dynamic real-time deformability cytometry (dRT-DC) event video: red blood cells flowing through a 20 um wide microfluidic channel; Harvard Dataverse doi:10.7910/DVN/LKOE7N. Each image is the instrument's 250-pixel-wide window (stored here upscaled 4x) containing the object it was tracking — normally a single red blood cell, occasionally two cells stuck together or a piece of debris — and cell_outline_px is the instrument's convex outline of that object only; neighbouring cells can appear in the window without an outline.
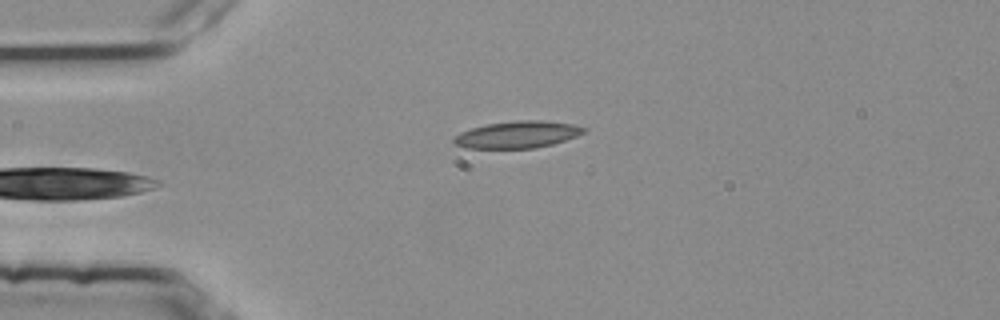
{"species": "common noctule bat (a hibernating species)", "species_latin": "Nyctalus noctula", "temperature_condition": "room temperature", "stored_images_in_passage": 5, "camera_frame_rate_fps": 3000, "um_per_image_px": 0.085, "animal": {"sex": "female", "body_mass_g": 25.1}, "frame": {"image": 1, "passage_image": 5, "time_ms": 1.333, "image_size_px": [1000, 320], "cell_outline_px": [[588, 128], [584, 132], [576, 136], [552, 144], [532, 148], [468, 148], [456, 144], [452, 140], [460, 132], [472, 128], [488, 124], [516, 120], [540, 120], [572, 124]], "centroid_in_image_um": [43.99, 11.43], "position_along_channel_um": 41.0, "area_um2": 20.11}}